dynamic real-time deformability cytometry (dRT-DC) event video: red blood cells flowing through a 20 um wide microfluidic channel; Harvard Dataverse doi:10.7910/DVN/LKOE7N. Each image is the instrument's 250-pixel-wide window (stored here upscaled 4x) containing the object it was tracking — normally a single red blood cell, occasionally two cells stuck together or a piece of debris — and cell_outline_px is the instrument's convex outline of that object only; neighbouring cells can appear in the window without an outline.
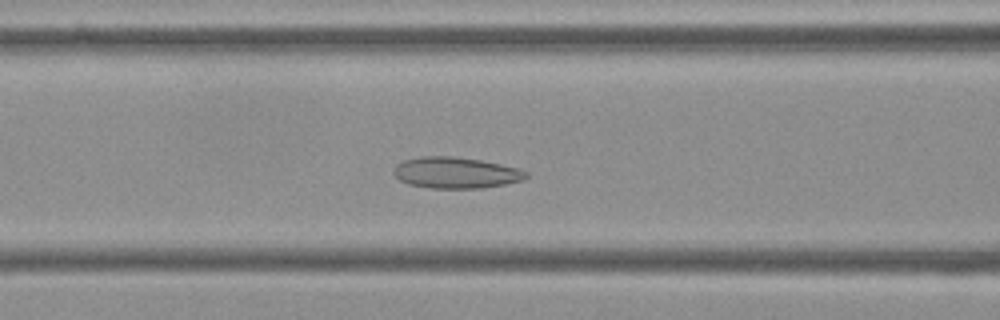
{"species": "Egyptian fruit bat (a non-hibernating species)", "species_latin": "Rousettus aegyptiacus", "temperature_condition": "cold", "stored_images_in_passage": 42, "camera_frame_rate_fps": 3000, "um_per_image_px": 0.085, "frame": {"image": 1, "passage_image": 9, "time_ms": 2.667, "image_size_px": [1000, 320], "cell_outline_px": [[528, 176], [524, 180], [504, 184], [480, 188], [432, 188], [408, 184], [400, 180], [392, 172], [396, 164], [404, 160], [420, 156], [452, 156], [480, 160], [520, 168], [528, 172]], "centroid_in_image_um": [38.75, 14.68], "position_along_channel_um": 127.9, "area_um2": 24.1}}
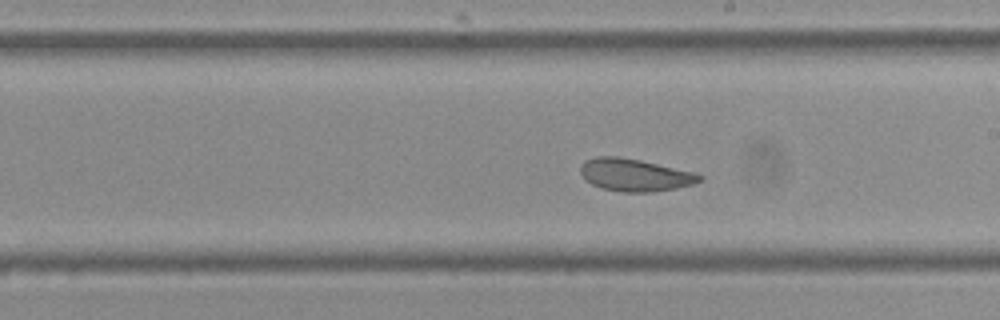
{"frame": {"image": 2, "passage_image": 18, "time_ms": 5.667, "image_size_px": [1000, 320], "cell_outline_px": [[704, 176], [700, 180], [692, 184], [676, 188], [652, 192], [620, 192], [604, 188], [592, 184], [584, 180], [580, 172], [580, 164], [584, 160], [596, 156], [620, 156], [640, 160], [692, 172]], "centroid_in_image_um": [53.89, 14.86], "position_along_channel_um": 235.1, "area_um2": 22.48}}
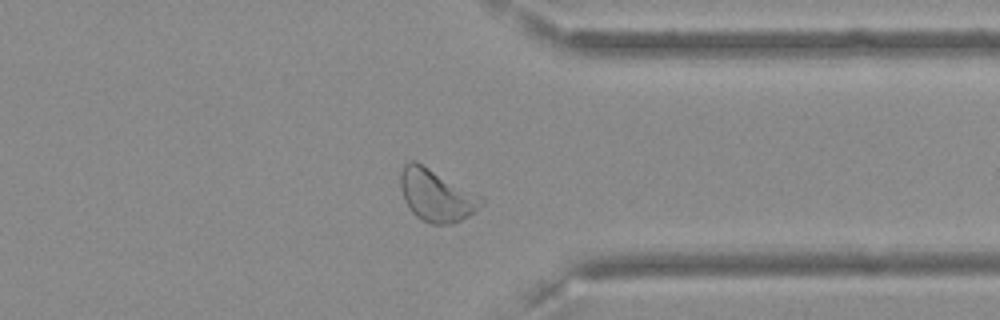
{"frame": {"image": 3, "passage_image": 30, "time_ms": 9.667, "image_size_px": [1000, 320], "cell_outline_px": [[484, 200], [468, 216], [452, 224], [432, 224], [416, 216], [408, 208], [404, 200], [400, 188], [400, 172], [404, 164], [408, 160], [416, 160], [484, 196]], "centroid_in_image_um": [37.06, 16.56], "position_along_channel_um": 374.3, "area_um2": 24.8}, "authors_computed_cell_mechanics": {"area_um2": 23.7847, "velocity_mm_per_s": 3.5757, "shape_relaxation_time_tau1_ms": 8.8601, "shape_relaxation_time_tau2_ms": 1.6955, "deformation_change_tau1": 0.0939, "deformation_change_tau2": 0.0766}}